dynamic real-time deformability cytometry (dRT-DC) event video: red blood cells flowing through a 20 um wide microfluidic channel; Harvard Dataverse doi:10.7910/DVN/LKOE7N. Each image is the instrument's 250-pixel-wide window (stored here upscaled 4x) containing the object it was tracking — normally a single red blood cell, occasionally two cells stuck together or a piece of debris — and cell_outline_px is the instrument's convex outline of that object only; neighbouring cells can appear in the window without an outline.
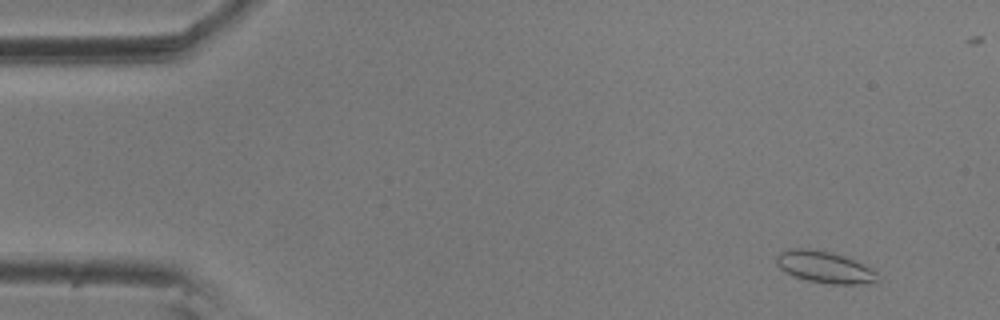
{"species": "common noctule bat (a hibernating species)", "species_latin": "Nyctalus noctula", "temperature_condition": "room temperature", "stored_images_in_passage": 6, "camera_frame_rate_fps": 3000, "um_per_image_px": 0.085, "animal": {"sex": "male", "body_mass_g": 20.5, "forearm_length_mm": 52.5}, "frame": {"image": 1, "passage_image": 2, "time_ms": 0.333, "image_size_px": [1000, 320], "cell_outline_px": [[880, 280], [868, 284], [832, 284], [808, 280], [784, 272], [776, 264], [776, 256], [780, 252], [788, 248], [808, 248], [828, 252], [844, 256], [864, 264], [872, 268], [876, 272]], "centroid_in_image_um": [70.1, 22.7], "position_along_channel_um": 14.9, "area_um2": 18.73}}
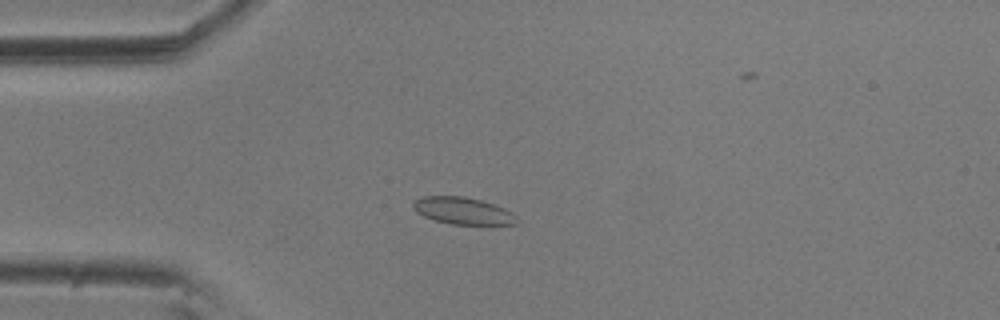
{"frame": {"image": 2, "passage_image": 5, "time_ms": 1.333, "image_size_px": [1000, 320], "cell_outline_px": [[516, 224], [488, 228], [452, 224], [436, 220], [424, 216], [416, 212], [412, 208], [412, 204], [416, 200], [424, 196], [464, 196], [480, 200], [504, 208], [512, 212], [516, 216]], "centroid_in_image_um": [39.42, 17.98], "position_along_channel_um": 45.6, "area_um2": 16.99}}